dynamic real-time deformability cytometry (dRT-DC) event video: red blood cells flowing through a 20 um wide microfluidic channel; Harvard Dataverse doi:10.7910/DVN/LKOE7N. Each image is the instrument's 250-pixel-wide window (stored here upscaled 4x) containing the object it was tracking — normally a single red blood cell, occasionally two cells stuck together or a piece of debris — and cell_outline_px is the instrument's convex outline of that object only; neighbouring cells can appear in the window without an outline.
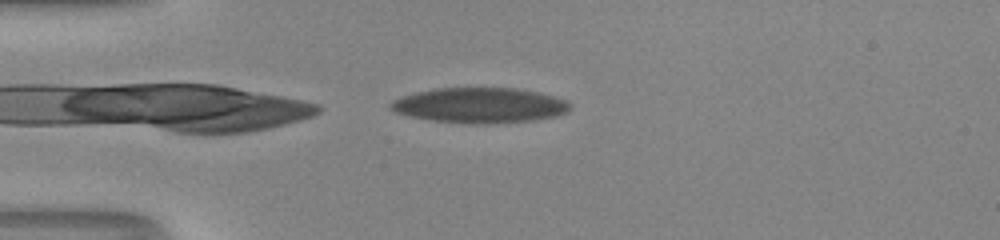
{"species": "human", "species_latin": "Homo sapiens", "temperature_condition": "room temperature", "stored_images_in_passage": 3, "camera_frame_rate_fps": 3000, "um_per_image_px": 0.085, "donor": {"sex": "male"}, "frame": {"image": 1, "passage_image": 3, "time_ms": 0.667, "image_size_px": [1000, 240], "cell_outline_px": [[572, 108], [568, 112], [556, 116], [532, 120], [480, 124], [472, 124], [432, 120], [412, 116], [396, 112], [388, 108], [388, 104], [392, 100], [400, 96], [416, 92], [436, 88], [516, 88], [536, 92], [552, 96], [564, 100], [572, 104]], "centroid_in_image_um": [40.76, 8.95], "position_along_channel_um": 44.2, "area_um2": 36.76}}